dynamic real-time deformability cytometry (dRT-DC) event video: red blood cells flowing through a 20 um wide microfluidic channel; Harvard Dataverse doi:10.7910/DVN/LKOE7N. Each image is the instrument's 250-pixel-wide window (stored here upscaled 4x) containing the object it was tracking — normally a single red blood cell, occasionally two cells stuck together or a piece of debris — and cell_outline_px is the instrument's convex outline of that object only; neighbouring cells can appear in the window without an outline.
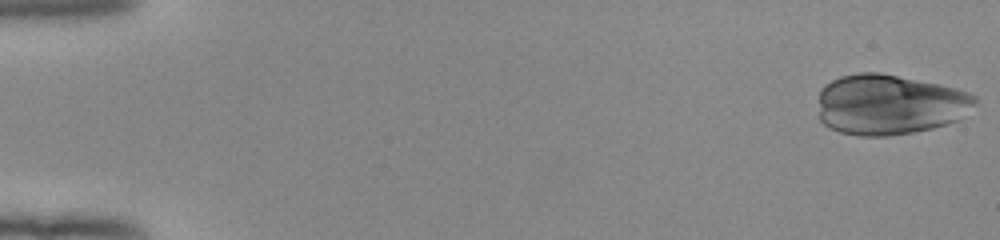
{"species": "human", "species_latin": "Homo sapiens", "temperature_condition": "room temperature", "stored_images_in_passage": 10, "camera_frame_rate_fps": 3000, "um_per_image_px": 0.085, "donor": {"sex": "female"}, "frame": {"image": 1, "passage_image": 1, "time_ms": 0.0, "image_size_px": [1000, 240], "cell_outline_px": [[976, 104], [960, 120], [932, 128], [912, 132], [888, 136], [860, 136], [840, 132], [828, 128], [820, 120], [820, 88], [824, 84], [840, 76], [860, 72], [880, 72], [940, 84], [956, 88], [968, 92], [976, 96]], "centroid_in_image_um": [75.62, 8.88], "position_along_channel_um": 9.4, "area_um2": 55.55}}